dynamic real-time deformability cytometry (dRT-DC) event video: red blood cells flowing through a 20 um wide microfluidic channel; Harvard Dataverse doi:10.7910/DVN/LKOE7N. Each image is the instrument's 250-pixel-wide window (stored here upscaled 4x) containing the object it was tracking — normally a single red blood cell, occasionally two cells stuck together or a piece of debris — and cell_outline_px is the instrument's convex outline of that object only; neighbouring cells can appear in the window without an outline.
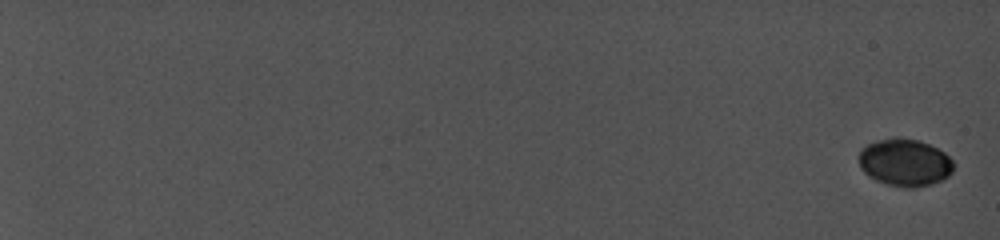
{"species": "common noctule bat (a hibernating species)", "species_latin": "Nyctalus noctula", "temperature_condition": "cold", "stored_images_in_passage": 27, "camera_frame_rate_fps": 5000, "um_per_image_px": 0.085, "animal": {"sex": "female", "body_mass_g": 19.0, "forearm_length_mm": 56.7}, "frame": {"image": 1, "passage_image": 1, "time_ms": 0.0, "image_size_px": [1000, 240], "cell_outline_px": [[956, 164], [952, 172], [948, 176], [932, 184], [916, 188], [904, 188], [888, 184], [876, 180], [868, 176], [860, 168], [860, 152], [868, 144], [876, 140], [896, 136], [900, 136], [916, 140], [928, 144], [944, 152]], "centroid_in_image_um": [76.93, 13.81], "position_along_channel_um": 8.1, "area_um2": 26.3}}
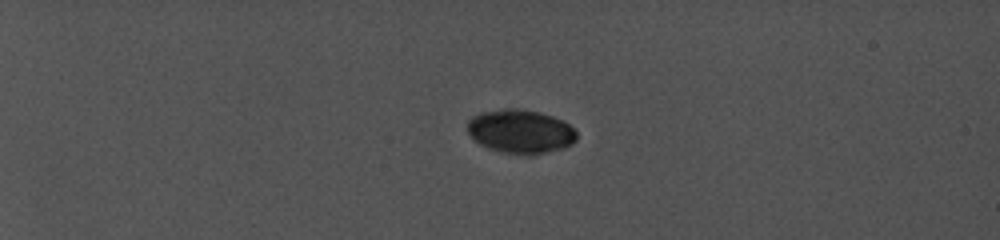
{"frame": {"image": 2, "passage_image": 16, "time_ms": 6.0, "image_size_px": [1000, 240], "cell_outline_px": [[576, 140], [572, 144], [564, 148], [532, 156], [528, 156], [500, 152], [488, 148], [480, 144], [468, 132], [468, 120], [472, 116], [480, 112], [504, 108], [516, 108], [540, 112], [552, 116], [568, 124], [576, 132]], "centroid_in_image_um": [44.24, 11.19], "position_along_channel_um": 40.8, "area_um2": 28.09}}
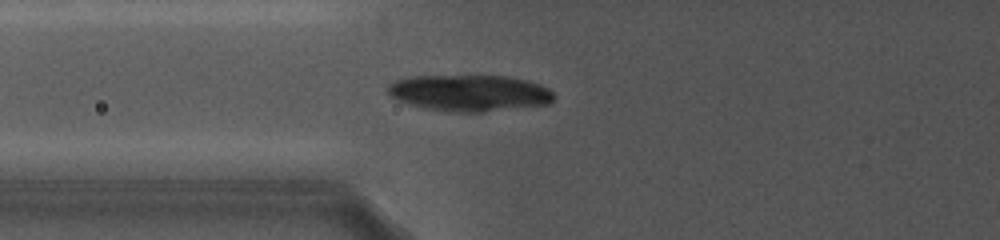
{"frame": {"image": 3, "passage_image": 27, "time_ms": 10.0, "image_size_px": [1000, 240], "cell_outline_px": [[556, 96], [548, 104], [484, 112], [456, 112], [424, 108], [396, 100], [388, 92], [388, 84], [396, 80], [412, 76], [508, 76], [528, 80], [540, 84], [548, 88]], "centroid_in_image_um": [39.93, 7.9], "position_along_channel_um": 85.9, "area_um2": 35.26}}